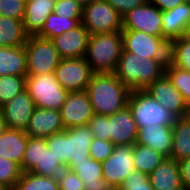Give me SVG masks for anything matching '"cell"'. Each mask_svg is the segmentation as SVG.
Segmentation results:
<instances>
[{"label": "cell", "mask_w": 190, "mask_h": 190, "mask_svg": "<svg viewBox=\"0 0 190 190\" xmlns=\"http://www.w3.org/2000/svg\"><path fill=\"white\" fill-rule=\"evenodd\" d=\"M6 129H7L6 123L4 121L2 113L0 112V137L5 132Z\"/></svg>", "instance_id": "obj_48"}, {"label": "cell", "mask_w": 190, "mask_h": 190, "mask_svg": "<svg viewBox=\"0 0 190 190\" xmlns=\"http://www.w3.org/2000/svg\"><path fill=\"white\" fill-rule=\"evenodd\" d=\"M165 74L190 107V71L179 68L168 61L165 66Z\"/></svg>", "instance_id": "obj_31"}, {"label": "cell", "mask_w": 190, "mask_h": 190, "mask_svg": "<svg viewBox=\"0 0 190 190\" xmlns=\"http://www.w3.org/2000/svg\"><path fill=\"white\" fill-rule=\"evenodd\" d=\"M169 61L184 70L190 71V42L182 38L169 43Z\"/></svg>", "instance_id": "obj_34"}, {"label": "cell", "mask_w": 190, "mask_h": 190, "mask_svg": "<svg viewBox=\"0 0 190 190\" xmlns=\"http://www.w3.org/2000/svg\"><path fill=\"white\" fill-rule=\"evenodd\" d=\"M93 138V133L87 125L65 129V168L73 162H82L90 157Z\"/></svg>", "instance_id": "obj_15"}, {"label": "cell", "mask_w": 190, "mask_h": 190, "mask_svg": "<svg viewBox=\"0 0 190 190\" xmlns=\"http://www.w3.org/2000/svg\"><path fill=\"white\" fill-rule=\"evenodd\" d=\"M25 4L26 0H0V16L23 21Z\"/></svg>", "instance_id": "obj_39"}, {"label": "cell", "mask_w": 190, "mask_h": 190, "mask_svg": "<svg viewBox=\"0 0 190 190\" xmlns=\"http://www.w3.org/2000/svg\"><path fill=\"white\" fill-rule=\"evenodd\" d=\"M43 157V138L29 137L22 161V172H30Z\"/></svg>", "instance_id": "obj_35"}, {"label": "cell", "mask_w": 190, "mask_h": 190, "mask_svg": "<svg viewBox=\"0 0 190 190\" xmlns=\"http://www.w3.org/2000/svg\"><path fill=\"white\" fill-rule=\"evenodd\" d=\"M64 130L60 111L35 107L25 133L29 137L47 138Z\"/></svg>", "instance_id": "obj_18"}, {"label": "cell", "mask_w": 190, "mask_h": 190, "mask_svg": "<svg viewBox=\"0 0 190 190\" xmlns=\"http://www.w3.org/2000/svg\"><path fill=\"white\" fill-rule=\"evenodd\" d=\"M133 156L135 170L148 175L166 158L154 149L136 143L133 145Z\"/></svg>", "instance_id": "obj_28"}, {"label": "cell", "mask_w": 190, "mask_h": 190, "mask_svg": "<svg viewBox=\"0 0 190 190\" xmlns=\"http://www.w3.org/2000/svg\"><path fill=\"white\" fill-rule=\"evenodd\" d=\"M183 190H190V157L178 161Z\"/></svg>", "instance_id": "obj_45"}, {"label": "cell", "mask_w": 190, "mask_h": 190, "mask_svg": "<svg viewBox=\"0 0 190 190\" xmlns=\"http://www.w3.org/2000/svg\"><path fill=\"white\" fill-rule=\"evenodd\" d=\"M46 139L48 149L65 167V130L55 133Z\"/></svg>", "instance_id": "obj_43"}, {"label": "cell", "mask_w": 190, "mask_h": 190, "mask_svg": "<svg viewBox=\"0 0 190 190\" xmlns=\"http://www.w3.org/2000/svg\"><path fill=\"white\" fill-rule=\"evenodd\" d=\"M162 11L148 1L122 17V30H136L163 37Z\"/></svg>", "instance_id": "obj_10"}, {"label": "cell", "mask_w": 190, "mask_h": 190, "mask_svg": "<svg viewBox=\"0 0 190 190\" xmlns=\"http://www.w3.org/2000/svg\"><path fill=\"white\" fill-rule=\"evenodd\" d=\"M169 59L143 58L122 49L114 74L131 91L146 90L165 73Z\"/></svg>", "instance_id": "obj_2"}, {"label": "cell", "mask_w": 190, "mask_h": 190, "mask_svg": "<svg viewBox=\"0 0 190 190\" xmlns=\"http://www.w3.org/2000/svg\"><path fill=\"white\" fill-rule=\"evenodd\" d=\"M21 174V167L17 163L0 157V185L4 189H14Z\"/></svg>", "instance_id": "obj_36"}, {"label": "cell", "mask_w": 190, "mask_h": 190, "mask_svg": "<svg viewBox=\"0 0 190 190\" xmlns=\"http://www.w3.org/2000/svg\"><path fill=\"white\" fill-rule=\"evenodd\" d=\"M122 17L147 0H106Z\"/></svg>", "instance_id": "obj_44"}, {"label": "cell", "mask_w": 190, "mask_h": 190, "mask_svg": "<svg viewBox=\"0 0 190 190\" xmlns=\"http://www.w3.org/2000/svg\"><path fill=\"white\" fill-rule=\"evenodd\" d=\"M82 18H66L54 12L47 17L44 27L37 34L38 37L52 39L61 33L72 30L81 24Z\"/></svg>", "instance_id": "obj_29"}, {"label": "cell", "mask_w": 190, "mask_h": 190, "mask_svg": "<svg viewBox=\"0 0 190 190\" xmlns=\"http://www.w3.org/2000/svg\"><path fill=\"white\" fill-rule=\"evenodd\" d=\"M27 77V54L25 46L0 47V76Z\"/></svg>", "instance_id": "obj_25"}, {"label": "cell", "mask_w": 190, "mask_h": 190, "mask_svg": "<svg viewBox=\"0 0 190 190\" xmlns=\"http://www.w3.org/2000/svg\"><path fill=\"white\" fill-rule=\"evenodd\" d=\"M90 33L81 23L79 26L51 39L61 59L85 57Z\"/></svg>", "instance_id": "obj_16"}, {"label": "cell", "mask_w": 190, "mask_h": 190, "mask_svg": "<svg viewBox=\"0 0 190 190\" xmlns=\"http://www.w3.org/2000/svg\"><path fill=\"white\" fill-rule=\"evenodd\" d=\"M115 145L108 140L93 138L90 145V157L96 161H105L113 152Z\"/></svg>", "instance_id": "obj_41"}, {"label": "cell", "mask_w": 190, "mask_h": 190, "mask_svg": "<svg viewBox=\"0 0 190 190\" xmlns=\"http://www.w3.org/2000/svg\"><path fill=\"white\" fill-rule=\"evenodd\" d=\"M81 23L90 35L122 31V16L106 0L85 5Z\"/></svg>", "instance_id": "obj_7"}, {"label": "cell", "mask_w": 190, "mask_h": 190, "mask_svg": "<svg viewBox=\"0 0 190 190\" xmlns=\"http://www.w3.org/2000/svg\"><path fill=\"white\" fill-rule=\"evenodd\" d=\"M86 92L94 114L109 116L128 105L131 90L114 73H93Z\"/></svg>", "instance_id": "obj_1"}, {"label": "cell", "mask_w": 190, "mask_h": 190, "mask_svg": "<svg viewBox=\"0 0 190 190\" xmlns=\"http://www.w3.org/2000/svg\"><path fill=\"white\" fill-rule=\"evenodd\" d=\"M190 157V114L176 118L172 125L171 158L177 162Z\"/></svg>", "instance_id": "obj_26"}, {"label": "cell", "mask_w": 190, "mask_h": 190, "mask_svg": "<svg viewBox=\"0 0 190 190\" xmlns=\"http://www.w3.org/2000/svg\"><path fill=\"white\" fill-rule=\"evenodd\" d=\"M68 169L77 174L85 190H114L102 176V162L88 157L85 161L73 162Z\"/></svg>", "instance_id": "obj_21"}, {"label": "cell", "mask_w": 190, "mask_h": 190, "mask_svg": "<svg viewBox=\"0 0 190 190\" xmlns=\"http://www.w3.org/2000/svg\"><path fill=\"white\" fill-rule=\"evenodd\" d=\"M190 22V3L187 1L168 11H162L163 38L170 43L181 38L186 25Z\"/></svg>", "instance_id": "obj_20"}, {"label": "cell", "mask_w": 190, "mask_h": 190, "mask_svg": "<svg viewBox=\"0 0 190 190\" xmlns=\"http://www.w3.org/2000/svg\"><path fill=\"white\" fill-rule=\"evenodd\" d=\"M123 49L121 31L90 35L85 60L93 73H114Z\"/></svg>", "instance_id": "obj_3"}, {"label": "cell", "mask_w": 190, "mask_h": 190, "mask_svg": "<svg viewBox=\"0 0 190 190\" xmlns=\"http://www.w3.org/2000/svg\"><path fill=\"white\" fill-rule=\"evenodd\" d=\"M53 12L66 18H82L83 6L77 0H56Z\"/></svg>", "instance_id": "obj_38"}, {"label": "cell", "mask_w": 190, "mask_h": 190, "mask_svg": "<svg viewBox=\"0 0 190 190\" xmlns=\"http://www.w3.org/2000/svg\"><path fill=\"white\" fill-rule=\"evenodd\" d=\"M145 91L177 118L190 114V107L165 73Z\"/></svg>", "instance_id": "obj_12"}, {"label": "cell", "mask_w": 190, "mask_h": 190, "mask_svg": "<svg viewBox=\"0 0 190 190\" xmlns=\"http://www.w3.org/2000/svg\"><path fill=\"white\" fill-rule=\"evenodd\" d=\"M83 7L87 4H90L91 2L95 0H77Z\"/></svg>", "instance_id": "obj_49"}, {"label": "cell", "mask_w": 190, "mask_h": 190, "mask_svg": "<svg viewBox=\"0 0 190 190\" xmlns=\"http://www.w3.org/2000/svg\"><path fill=\"white\" fill-rule=\"evenodd\" d=\"M14 190H59L57 177L22 172Z\"/></svg>", "instance_id": "obj_30"}, {"label": "cell", "mask_w": 190, "mask_h": 190, "mask_svg": "<svg viewBox=\"0 0 190 190\" xmlns=\"http://www.w3.org/2000/svg\"><path fill=\"white\" fill-rule=\"evenodd\" d=\"M119 190H154L149 180V175L134 170L125 179Z\"/></svg>", "instance_id": "obj_37"}, {"label": "cell", "mask_w": 190, "mask_h": 190, "mask_svg": "<svg viewBox=\"0 0 190 190\" xmlns=\"http://www.w3.org/2000/svg\"><path fill=\"white\" fill-rule=\"evenodd\" d=\"M123 49L145 58L169 59V43L159 36L136 30H122Z\"/></svg>", "instance_id": "obj_8"}, {"label": "cell", "mask_w": 190, "mask_h": 190, "mask_svg": "<svg viewBox=\"0 0 190 190\" xmlns=\"http://www.w3.org/2000/svg\"><path fill=\"white\" fill-rule=\"evenodd\" d=\"M64 168L60 161L48 149L46 139L43 138V157L30 172L41 176L58 177Z\"/></svg>", "instance_id": "obj_32"}, {"label": "cell", "mask_w": 190, "mask_h": 190, "mask_svg": "<svg viewBox=\"0 0 190 190\" xmlns=\"http://www.w3.org/2000/svg\"><path fill=\"white\" fill-rule=\"evenodd\" d=\"M93 72L85 57L61 59L55 70L57 81L69 91H86Z\"/></svg>", "instance_id": "obj_11"}, {"label": "cell", "mask_w": 190, "mask_h": 190, "mask_svg": "<svg viewBox=\"0 0 190 190\" xmlns=\"http://www.w3.org/2000/svg\"><path fill=\"white\" fill-rule=\"evenodd\" d=\"M136 144L154 149L166 158L172 153V125H147L138 129Z\"/></svg>", "instance_id": "obj_19"}, {"label": "cell", "mask_w": 190, "mask_h": 190, "mask_svg": "<svg viewBox=\"0 0 190 190\" xmlns=\"http://www.w3.org/2000/svg\"><path fill=\"white\" fill-rule=\"evenodd\" d=\"M127 106L138 129L152 124L173 125L177 118L145 90L131 91Z\"/></svg>", "instance_id": "obj_5"}, {"label": "cell", "mask_w": 190, "mask_h": 190, "mask_svg": "<svg viewBox=\"0 0 190 190\" xmlns=\"http://www.w3.org/2000/svg\"><path fill=\"white\" fill-rule=\"evenodd\" d=\"M35 107L60 111L69 91L57 81L55 72L27 75L26 89Z\"/></svg>", "instance_id": "obj_4"}, {"label": "cell", "mask_w": 190, "mask_h": 190, "mask_svg": "<svg viewBox=\"0 0 190 190\" xmlns=\"http://www.w3.org/2000/svg\"><path fill=\"white\" fill-rule=\"evenodd\" d=\"M35 109L34 102L26 90L0 107L7 128L25 131Z\"/></svg>", "instance_id": "obj_14"}, {"label": "cell", "mask_w": 190, "mask_h": 190, "mask_svg": "<svg viewBox=\"0 0 190 190\" xmlns=\"http://www.w3.org/2000/svg\"><path fill=\"white\" fill-rule=\"evenodd\" d=\"M28 36L22 20L0 16V47L24 46Z\"/></svg>", "instance_id": "obj_27"}, {"label": "cell", "mask_w": 190, "mask_h": 190, "mask_svg": "<svg viewBox=\"0 0 190 190\" xmlns=\"http://www.w3.org/2000/svg\"><path fill=\"white\" fill-rule=\"evenodd\" d=\"M149 180L154 190H183L178 162L165 158L150 174Z\"/></svg>", "instance_id": "obj_23"}, {"label": "cell", "mask_w": 190, "mask_h": 190, "mask_svg": "<svg viewBox=\"0 0 190 190\" xmlns=\"http://www.w3.org/2000/svg\"><path fill=\"white\" fill-rule=\"evenodd\" d=\"M28 135L23 130L7 128L0 137V157L12 160L22 170Z\"/></svg>", "instance_id": "obj_24"}, {"label": "cell", "mask_w": 190, "mask_h": 190, "mask_svg": "<svg viewBox=\"0 0 190 190\" xmlns=\"http://www.w3.org/2000/svg\"><path fill=\"white\" fill-rule=\"evenodd\" d=\"M110 141L115 145H134L138 136L137 123L128 106L109 115Z\"/></svg>", "instance_id": "obj_17"}, {"label": "cell", "mask_w": 190, "mask_h": 190, "mask_svg": "<svg viewBox=\"0 0 190 190\" xmlns=\"http://www.w3.org/2000/svg\"><path fill=\"white\" fill-rule=\"evenodd\" d=\"M59 190H85L84 184L77 174L64 168L57 177Z\"/></svg>", "instance_id": "obj_42"}, {"label": "cell", "mask_w": 190, "mask_h": 190, "mask_svg": "<svg viewBox=\"0 0 190 190\" xmlns=\"http://www.w3.org/2000/svg\"><path fill=\"white\" fill-rule=\"evenodd\" d=\"M181 38L184 41L190 42V22L184 28Z\"/></svg>", "instance_id": "obj_47"}, {"label": "cell", "mask_w": 190, "mask_h": 190, "mask_svg": "<svg viewBox=\"0 0 190 190\" xmlns=\"http://www.w3.org/2000/svg\"><path fill=\"white\" fill-rule=\"evenodd\" d=\"M56 0H26L23 18L24 30L28 35H37L53 12Z\"/></svg>", "instance_id": "obj_22"}, {"label": "cell", "mask_w": 190, "mask_h": 190, "mask_svg": "<svg viewBox=\"0 0 190 190\" xmlns=\"http://www.w3.org/2000/svg\"><path fill=\"white\" fill-rule=\"evenodd\" d=\"M149 3L157 6L161 11H168L173 7L187 2L188 0H147Z\"/></svg>", "instance_id": "obj_46"}, {"label": "cell", "mask_w": 190, "mask_h": 190, "mask_svg": "<svg viewBox=\"0 0 190 190\" xmlns=\"http://www.w3.org/2000/svg\"><path fill=\"white\" fill-rule=\"evenodd\" d=\"M87 127L91 130L95 138L110 141L109 116L94 114L87 122Z\"/></svg>", "instance_id": "obj_40"}, {"label": "cell", "mask_w": 190, "mask_h": 190, "mask_svg": "<svg viewBox=\"0 0 190 190\" xmlns=\"http://www.w3.org/2000/svg\"><path fill=\"white\" fill-rule=\"evenodd\" d=\"M133 161V145H119L102 162V176L114 190H119L125 179L135 170Z\"/></svg>", "instance_id": "obj_9"}, {"label": "cell", "mask_w": 190, "mask_h": 190, "mask_svg": "<svg viewBox=\"0 0 190 190\" xmlns=\"http://www.w3.org/2000/svg\"><path fill=\"white\" fill-rule=\"evenodd\" d=\"M24 46L27 54V75L55 72L61 58L50 39L29 35Z\"/></svg>", "instance_id": "obj_6"}, {"label": "cell", "mask_w": 190, "mask_h": 190, "mask_svg": "<svg viewBox=\"0 0 190 190\" xmlns=\"http://www.w3.org/2000/svg\"><path fill=\"white\" fill-rule=\"evenodd\" d=\"M65 129L74 126H85L94 112L86 91L69 92L60 110Z\"/></svg>", "instance_id": "obj_13"}, {"label": "cell", "mask_w": 190, "mask_h": 190, "mask_svg": "<svg viewBox=\"0 0 190 190\" xmlns=\"http://www.w3.org/2000/svg\"><path fill=\"white\" fill-rule=\"evenodd\" d=\"M26 89V77L6 75L0 76V107Z\"/></svg>", "instance_id": "obj_33"}]
</instances>
